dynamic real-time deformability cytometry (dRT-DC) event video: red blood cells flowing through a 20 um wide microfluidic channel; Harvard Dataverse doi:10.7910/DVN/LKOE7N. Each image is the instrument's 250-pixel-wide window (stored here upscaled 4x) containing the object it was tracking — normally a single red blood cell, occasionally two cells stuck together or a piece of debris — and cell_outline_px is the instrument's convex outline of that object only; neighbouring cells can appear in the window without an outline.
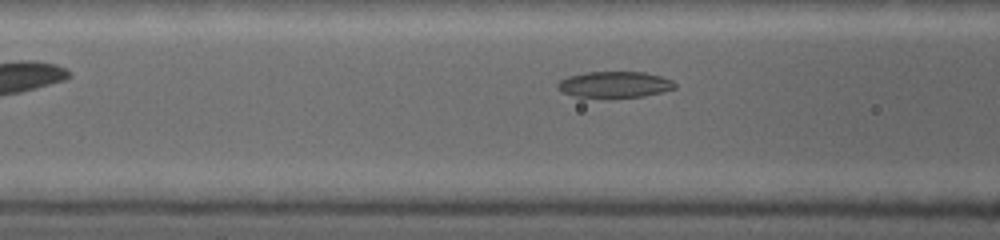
{"species": "common noctule bat (a hibernating species)", "species_latin": "Nyctalus noctula", "temperature_condition": "warm", "stored_images_in_passage": 44, "camera_frame_rate_fps": 5000, "um_per_image_px": 0.085, "animal": {"sex": "female", "body_mass_g": 19.0, "forearm_length_mm": 53.3}, "frame": {"image": 1, "passage_image": 4, "time_ms": 1.0, "image_size_px": [1000, 240], "cell_outline_px": [[676, 88], [644, 96], [576, 96], [564, 92], [560, 88], [560, 80], [568, 76], [588, 72], [644, 72], [660, 76], [672, 80], [676, 84]], "centroid_in_image_um": [52.31, 7.16], "position_along_channel_um": 114.3, "area_um2": 17.17}}
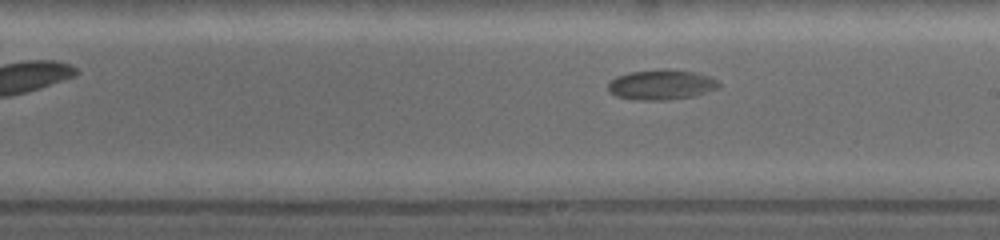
{"frame": {"image": 2, "passage_image": 18, "time_ms": 3.8, "image_size_px": [1000, 240], "cell_outline_px": [[720, 84], [716, 88], [688, 96], [652, 100], [616, 96], [608, 88], [608, 84], [616, 76], [632, 72], [692, 72], [708, 76], [716, 80]], "centroid_in_image_um": [56.16, 7.22], "position_along_channel_um": 232.8, "area_um2": 17.57}}
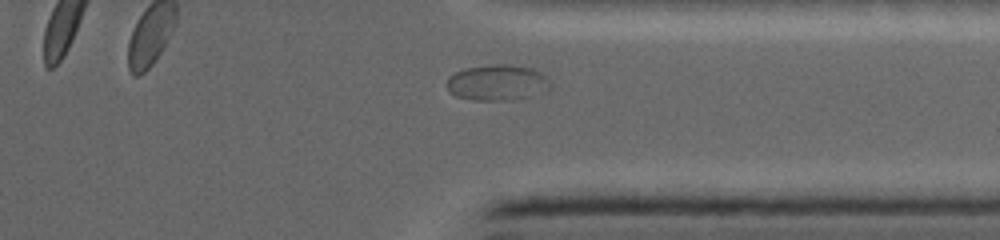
{"frame": {"image": 3, "passage_image": 35, "time_ms": 7.0, "image_size_px": [1000, 240], "cell_outline_px": [[544, 80], [500, 100], [472, 100], [456, 96], [448, 88], [448, 80], [456, 72], [468, 68], [496, 64], [504, 64], [532, 68], [540, 72], [544, 76]], "centroid_in_image_um": [41.89, 6.93], "position_along_channel_um": 369.5, "area_um2": 18.44}}